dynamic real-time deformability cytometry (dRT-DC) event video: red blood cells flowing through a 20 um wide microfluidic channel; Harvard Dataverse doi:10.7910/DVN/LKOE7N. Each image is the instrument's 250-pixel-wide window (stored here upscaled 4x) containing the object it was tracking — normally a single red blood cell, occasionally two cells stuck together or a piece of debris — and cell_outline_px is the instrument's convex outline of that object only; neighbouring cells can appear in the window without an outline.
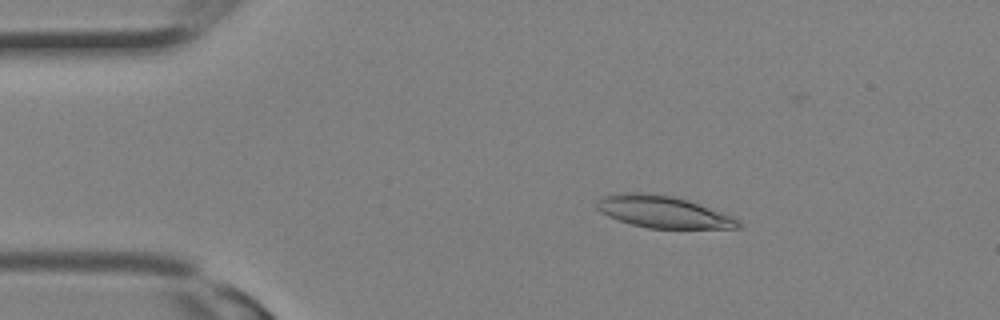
{"species": "Egyptian fruit bat (a non-hibernating species)", "species_latin": "Rousettus aegyptiacus", "temperature_condition": "room temperature", "stored_images_in_passage": 15, "camera_frame_rate_fps": 3000, "um_per_image_px": 0.085, "animal": {"sex": "female"}, "frame": {"image": 1, "passage_image": 6, "time_ms": 1.667, "image_size_px": [1000, 320], "cell_outline_px": [[740, 228], [648, 228], [632, 224], [608, 216], [600, 212], [596, 208], [596, 200], [604, 196], [620, 192], [640, 192], [672, 196], [688, 200], [732, 216], [740, 220]], "centroid_in_image_um": [56.33, 18.0], "position_along_channel_um": 28.7, "area_um2": 26.18}}
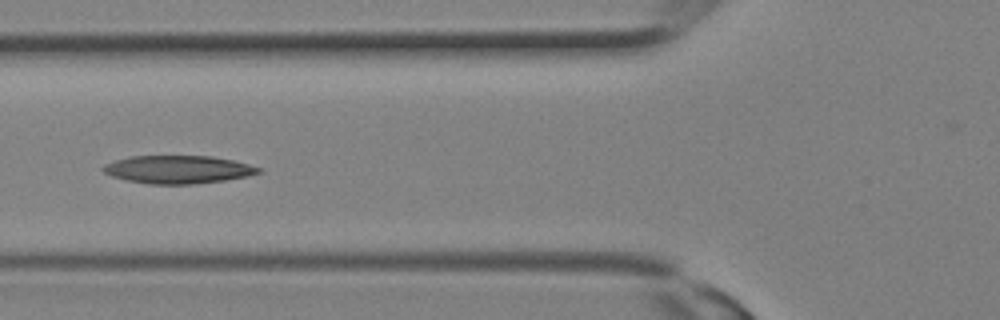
{"frame": {"image": 2, "passage_image": 12, "time_ms": 3.667, "image_size_px": [1000, 320], "cell_outline_px": [[264, 172], [248, 176], [224, 180], [192, 184], [148, 184], [128, 180], [112, 176], [104, 172], [100, 168], [104, 164], [128, 156], [212, 156], [232, 160], [248, 164], [260, 168]], "centroid_in_image_um": [15.13, 14.4], "position_along_channel_um": 110.7, "area_um2": 25.32}}
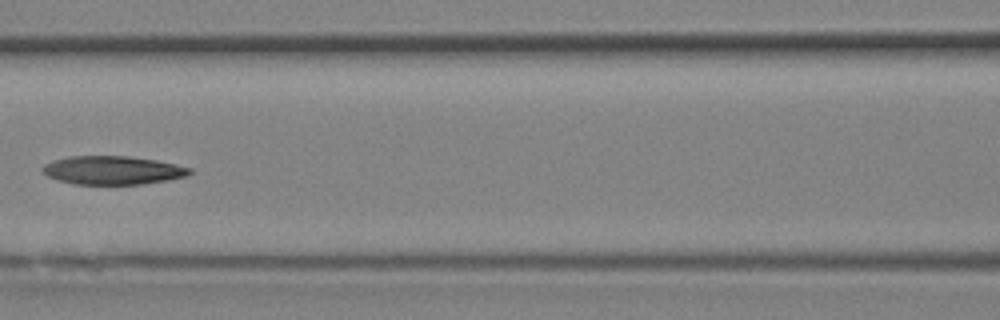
{"frame": {"image": 3, "passage_image": 14, "time_ms": 4.333, "image_size_px": [1000, 320], "cell_outline_px": [[192, 172], [188, 176], [168, 180], [140, 184], [72, 184], [56, 180], [48, 176], [40, 168], [44, 164], [68, 156], [128, 156], [156, 160], [176, 164], [192, 168]], "centroid_in_image_um": [9.59, 14.47], "position_along_channel_um": 157.0, "area_um2": 24.51}}